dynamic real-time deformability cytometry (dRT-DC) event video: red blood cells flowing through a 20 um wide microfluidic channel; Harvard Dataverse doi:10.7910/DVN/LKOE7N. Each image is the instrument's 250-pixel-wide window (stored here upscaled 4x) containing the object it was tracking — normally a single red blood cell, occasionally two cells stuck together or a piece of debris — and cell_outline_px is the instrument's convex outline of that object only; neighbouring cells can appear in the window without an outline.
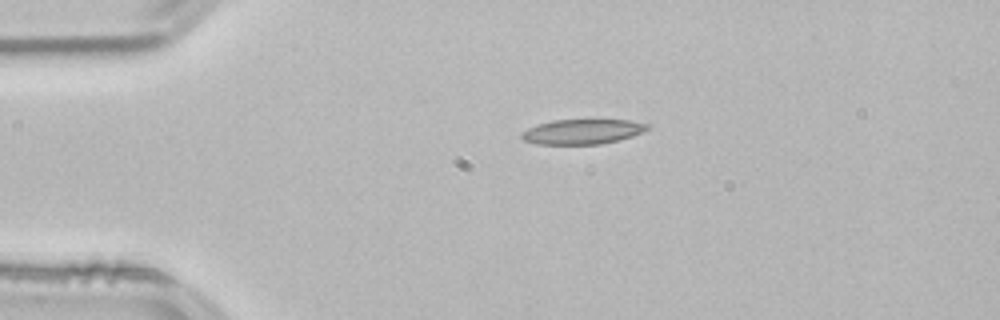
{"species": "common noctule bat (a hibernating species)", "species_latin": "Nyctalus noctula", "temperature_condition": "room temperature", "stored_images_in_passage": 36, "camera_frame_rate_fps": 3000, "um_per_image_px": 0.085, "animal": {"sex": "male", "body_mass_g": 21.5, "forearm_length_mm": 52.0}, "frame": {"image": 1, "passage_image": 1, "time_ms": 0.0, "image_size_px": [1000, 320], "cell_outline_px": [[652, 124], [644, 132], [632, 136], [600, 144], [536, 144], [524, 140], [520, 136], [520, 132], [528, 128], [552, 120], [588, 116], [628, 120]], "centroid_in_image_um": [49.54, 11.12], "position_along_channel_um": 35.5, "area_um2": 19.31}}
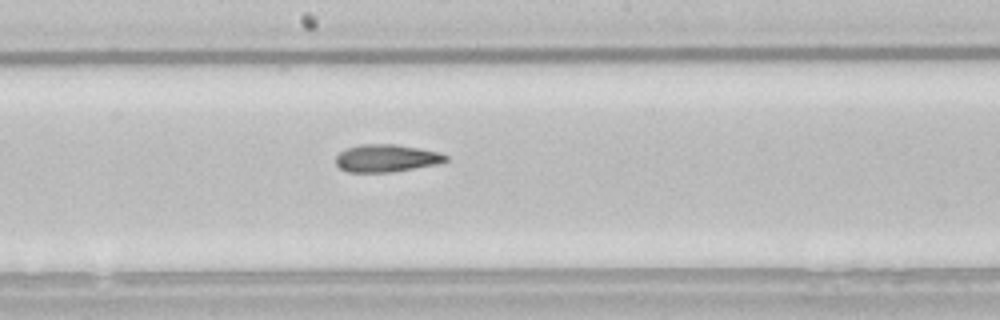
{"frame": {"image": 2, "passage_image": 18, "time_ms": 5.667, "image_size_px": [1000, 320], "cell_outline_px": [[448, 160], [436, 164], [388, 172], [348, 172], [340, 168], [336, 164], [336, 156], [344, 148], [360, 144], [396, 144], [420, 148], [440, 152], [448, 156]], "centroid_in_image_um": [32.82, 13.43], "position_along_channel_um": 215.4, "area_um2": 17.63}}
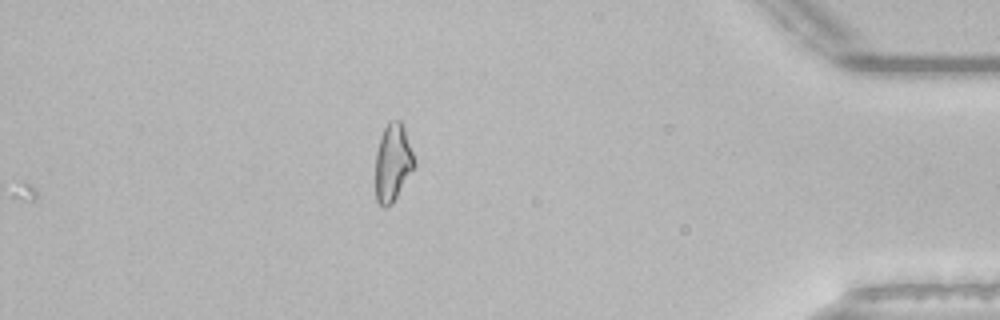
{"frame": {"image": 3, "passage_image": 36, "time_ms": 11.667, "image_size_px": [1000, 320], "cell_outline_px": [[416, 164], [392, 204], [384, 208], [376, 200], [376, 152], [380, 136], [388, 120], [400, 120], [404, 128], [416, 160]], "centroid_in_image_um": [33.39, 13.8], "position_along_channel_um": 401.8, "area_um2": 17.57}, "authors_computed_cell_mechanics": {"area_um2": 17.4845, "velocity_mm_per_s": 3.8374, "shape_relaxation_time_tau1_ms": null, "shape_relaxation_time_tau2_ms": 5.8584, "deformation_change_tau1": null, "deformation_change_tau2": 0.1642}}